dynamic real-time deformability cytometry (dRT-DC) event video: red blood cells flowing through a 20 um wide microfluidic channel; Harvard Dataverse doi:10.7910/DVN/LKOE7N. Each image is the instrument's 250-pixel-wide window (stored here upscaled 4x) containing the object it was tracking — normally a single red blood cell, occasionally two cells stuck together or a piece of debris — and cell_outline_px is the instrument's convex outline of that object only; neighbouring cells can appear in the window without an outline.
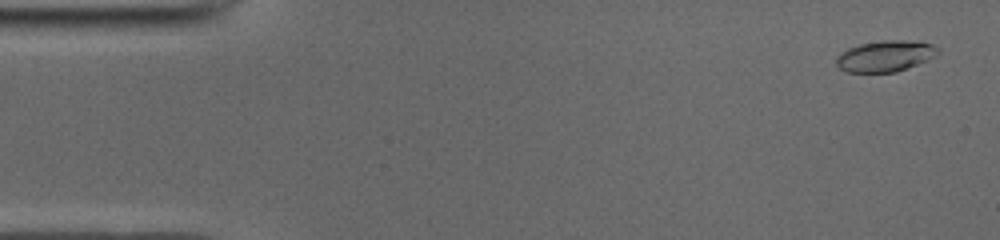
{"species": "common noctule bat (a hibernating species)", "species_latin": "Nyctalus noctula", "temperature_condition": "cold", "stored_images_in_passage": 50, "camera_frame_rate_fps": 3000, "um_per_image_px": 0.085, "animal": {"sex": "male", "body_mass_g": 19.0, "forearm_length_mm": 50.8}, "frame": {"image": 1, "passage_image": 2, "time_ms": 0.333, "image_size_px": [1000, 240], "cell_outline_px": [[940, 52], [928, 60], [896, 72], [848, 72], [840, 68], [836, 64], [836, 56], [840, 52], [848, 48], [860, 44], [880, 40], [904, 40], [932, 44], [940, 48]], "centroid_in_image_um": [75.24, 4.76], "position_along_channel_um": 9.8, "area_um2": 18.44}}
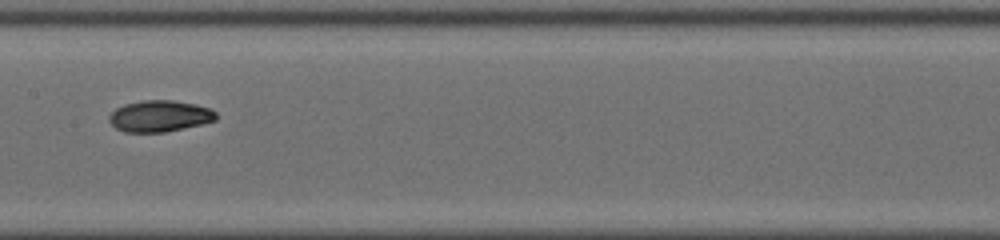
{"frame": {"image": 2, "passage_image": 25, "time_ms": 8.0, "image_size_px": [1000, 240], "cell_outline_px": [[216, 120], [200, 124], [164, 132], [124, 132], [116, 128], [108, 120], [108, 116], [116, 108], [124, 104], [144, 100], [172, 100], [196, 104], [212, 108], [216, 112]], "centroid_in_image_um": [13.56, 9.86], "position_along_channel_um": 193.8, "area_um2": 19.54}}
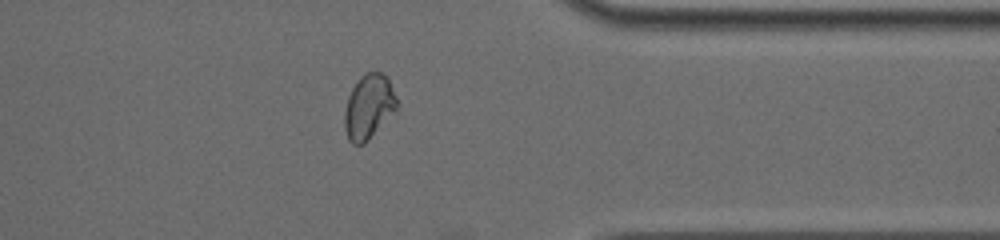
{"frame": {"image": 3, "passage_image": 40, "time_ms": 13.0, "image_size_px": [1000, 240], "cell_outline_px": [[400, 104], [396, 112], [364, 144], [352, 144], [348, 140], [344, 128], [344, 112], [348, 96], [352, 88], [360, 76], [364, 72], [380, 72], [388, 76]], "centroid_in_image_um": [31.37, 9.07], "position_along_channel_um": 380.0, "area_um2": 20.23}, "authors_computed_cell_mechanics": {"area_um2": 19.2474, "velocity_mm_per_s": 3.9416, "shape_relaxation_time_tau1_ms": 3.0873, "shape_relaxation_time_tau2_ms": 2.6611, "deformation_change_tau1": 0.1557, "deformation_change_tau2": 0.0653}}